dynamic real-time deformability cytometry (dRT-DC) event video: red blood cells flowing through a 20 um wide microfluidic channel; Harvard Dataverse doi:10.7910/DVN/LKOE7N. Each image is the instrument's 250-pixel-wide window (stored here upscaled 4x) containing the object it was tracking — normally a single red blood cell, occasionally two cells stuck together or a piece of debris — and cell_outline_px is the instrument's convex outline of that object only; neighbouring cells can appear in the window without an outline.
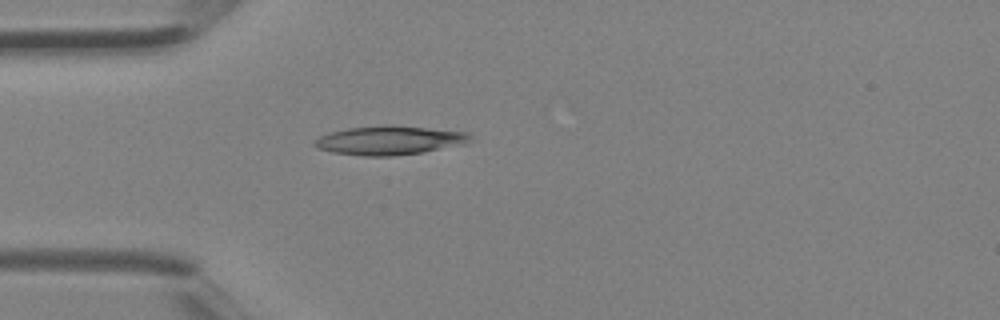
{"species": "Egyptian fruit bat (a non-hibernating species)", "species_latin": "Rousettus aegyptiacus", "temperature_condition": "room temperature", "stored_images_in_passage": 2, "camera_frame_rate_fps": 3000, "um_per_image_px": 0.085, "animal": {"sex": "female"}, "frame": {"image": 1, "passage_image": 2, "time_ms": 0.333, "image_size_px": [1000, 320], "cell_outline_px": [[472, 136], [464, 144], [424, 152], [392, 156], [364, 156], [332, 152], [316, 148], [312, 144], [320, 136], [332, 132], [348, 128], [380, 124], [388, 124], [468, 132]], "centroid_in_image_um": [33.09, 11.92], "position_along_channel_um": 51.9, "area_um2": 26.3}}